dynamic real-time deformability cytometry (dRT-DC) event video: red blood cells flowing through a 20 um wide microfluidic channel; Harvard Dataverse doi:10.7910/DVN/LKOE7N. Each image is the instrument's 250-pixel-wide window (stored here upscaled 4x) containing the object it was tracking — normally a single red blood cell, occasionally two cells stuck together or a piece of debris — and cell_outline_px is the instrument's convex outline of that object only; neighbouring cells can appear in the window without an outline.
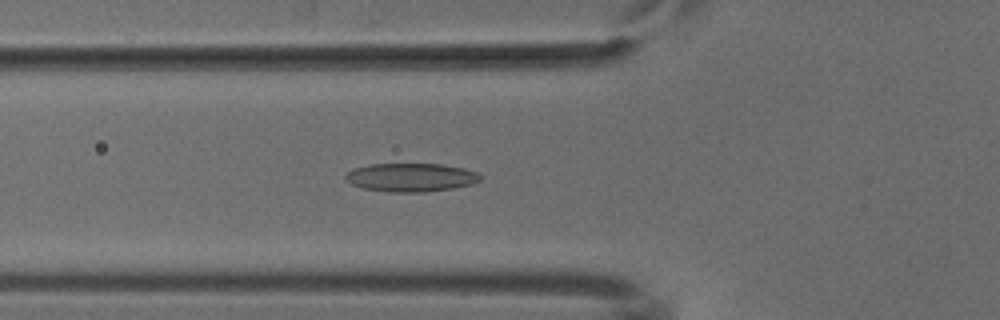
{"species": "common noctule bat (a hibernating species)", "species_latin": "Nyctalus noctula", "temperature_condition": "cold", "stored_images_in_passage": 34, "camera_frame_rate_fps": 3000, "um_per_image_px": 0.085, "animal": {"sex": "male", "body_mass_g": 18.8}, "frame": {"image": 1, "passage_image": 6, "time_ms": 1.667, "image_size_px": [1000, 320], "cell_outline_px": [[484, 176], [480, 180], [472, 184], [452, 188], [424, 192], [388, 192], [364, 188], [352, 184], [344, 180], [344, 176], [352, 168], [372, 164], [444, 164], [464, 168], [480, 172]], "centroid_in_image_um": [34.96, 15.07], "position_along_channel_um": 90.8, "area_um2": 22.6}}
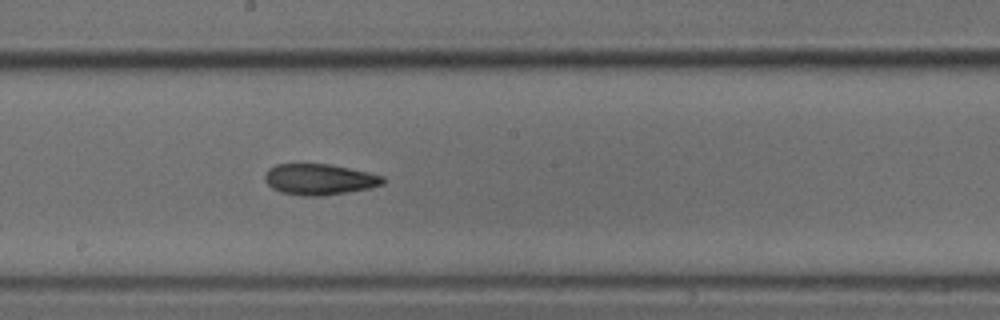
{"frame": {"image": 2, "passage_image": 16, "time_ms": 5.0, "image_size_px": [1000, 320], "cell_outline_px": [[384, 184], [372, 188], [320, 196], [304, 196], [280, 192], [272, 188], [264, 180], [264, 176], [268, 168], [276, 164], [332, 164], [368, 172], [384, 176]], "centroid_in_image_um": [27.15, 15.24], "position_along_channel_um": 221.1, "area_um2": 21.44}}
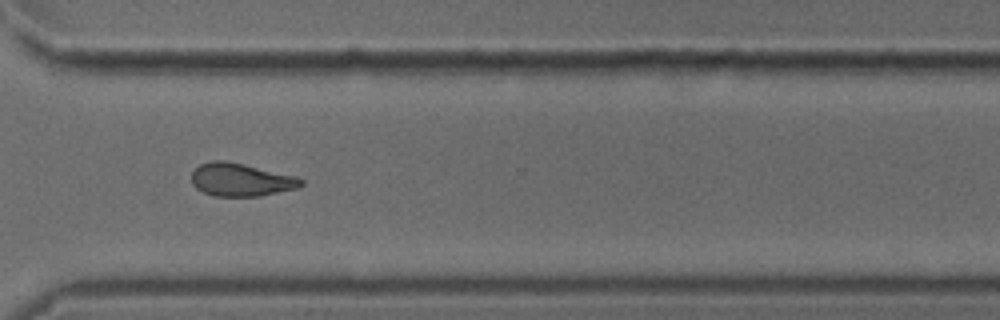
{"frame": {"image": 3, "passage_image": 26, "time_ms": 8.333, "image_size_px": [1000, 320], "cell_outline_px": [[304, 184], [296, 188], [256, 196], [212, 196], [196, 188], [192, 184], [192, 172], [200, 164], [212, 160], [224, 160], [244, 164], [296, 176], [304, 180]], "centroid_in_image_um": [20.45, 15.27], "position_along_channel_um": 350.1, "area_um2": 20.92}}